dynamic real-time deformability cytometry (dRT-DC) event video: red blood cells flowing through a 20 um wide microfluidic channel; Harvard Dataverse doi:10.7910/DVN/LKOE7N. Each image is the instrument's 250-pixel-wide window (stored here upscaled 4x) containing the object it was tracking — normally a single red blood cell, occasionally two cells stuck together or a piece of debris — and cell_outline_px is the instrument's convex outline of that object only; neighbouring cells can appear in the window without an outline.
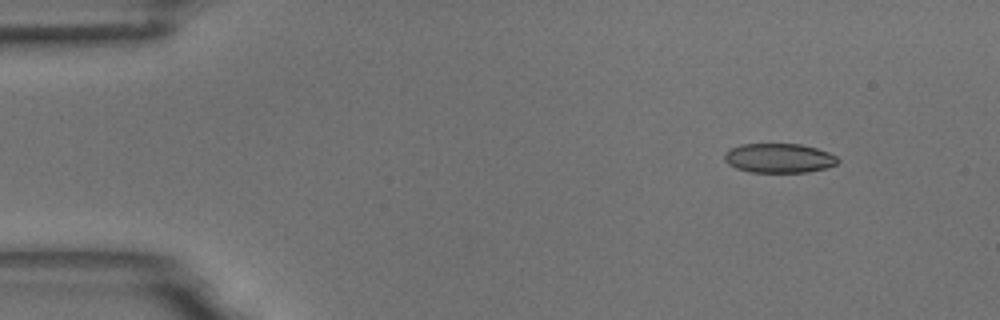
{"species": "common noctule bat (a hibernating species)", "species_latin": "Nyctalus noctula", "temperature_condition": "room temperature", "stored_images_in_passage": 54, "camera_frame_rate_fps": 3000, "um_per_image_px": 0.085, "animal": {"sex": "male", "body_mass_g": 18.8}, "frame": {"image": 1, "passage_image": 5, "time_ms": 1.333, "image_size_px": [1000, 320], "cell_outline_px": [[840, 160], [836, 164], [824, 168], [808, 172], [752, 172], [736, 168], [728, 164], [724, 160], [724, 152], [728, 148], [740, 144], [800, 144], [816, 148], [828, 152], [836, 156]], "centroid_in_image_um": [66.17, 13.43], "position_along_channel_um": 18.8, "area_um2": 19.48}}
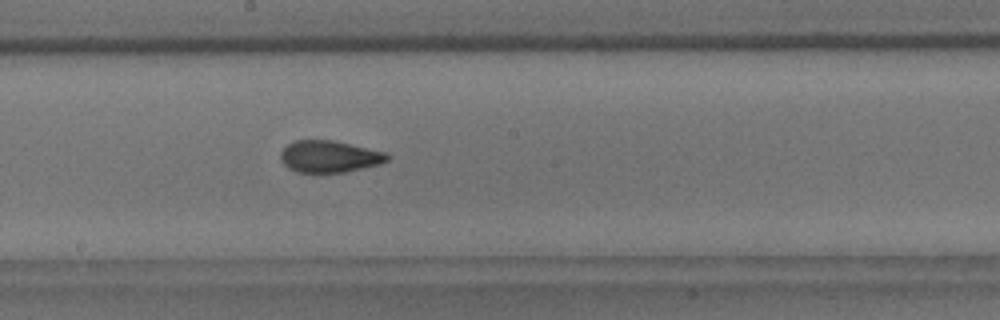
{"frame": {"image": 2, "passage_image": 29, "time_ms": 9.333, "image_size_px": [1000, 320], "cell_outline_px": [[392, 156], [388, 160], [380, 164], [344, 172], [296, 172], [288, 168], [280, 160], [280, 152], [288, 144], [296, 140], [332, 140], [388, 152]], "centroid_in_image_um": [28.02, 13.3], "position_along_channel_um": 220.2, "area_um2": 19.88}}
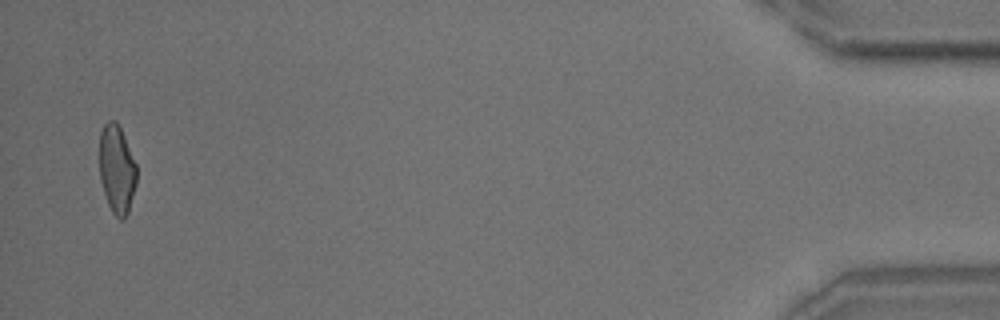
{"frame": {"image": 3, "passage_image": 53, "time_ms": 17.333, "image_size_px": [1000, 320], "cell_outline_px": [[136, 184], [128, 212], [124, 220], [120, 220], [112, 212], [108, 204], [100, 180], [100, 132], [104, 124], [108, 120], [116, 120], [124, 136], [136, 164]], "centroid_in_image_um": [9.93, 14.39], "position_along_channel_um": 425.3, "area_um2": 19.07}, "authors_computed_cell_mechanics": {"area_um2": 19.9988, "velocity_mm_per_s": 3.6432, "shape_relaxation_time_tau1_ms": 6.6809, "shape_relaxation_time_tau2_ms": 1.2171, "deformation_change_tau1": 0.1492, "deformation_change_tau2": 0.0828}}